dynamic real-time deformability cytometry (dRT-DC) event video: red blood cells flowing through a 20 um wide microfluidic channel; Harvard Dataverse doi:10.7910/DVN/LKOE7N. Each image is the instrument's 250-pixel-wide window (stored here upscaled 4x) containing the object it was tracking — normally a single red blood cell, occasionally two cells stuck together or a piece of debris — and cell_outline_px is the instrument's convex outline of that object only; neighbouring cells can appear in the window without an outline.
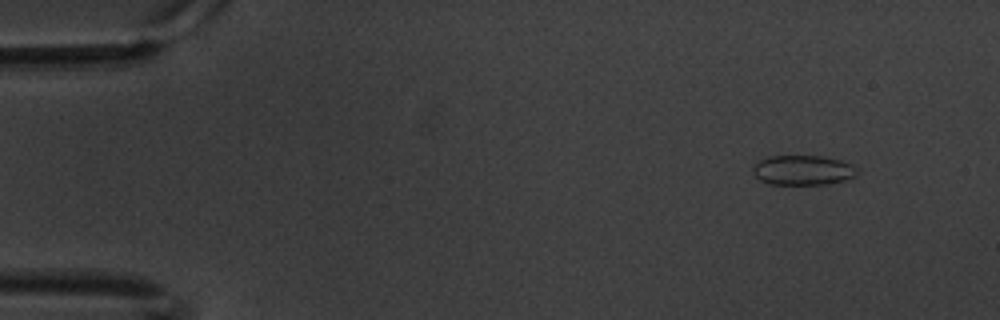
{"species": "common noctule bat (a hibernating species)", "species_latin": "Nyctalus noctula", "temperature_condition": "warm", "stored_images_in_passage": 59, "camera_frame_rate_fps": 3000, "um_per_image_px": 0.085, "animal": {"sex": "male", "body_mass_g": 20.1, "forearm_length_mm": 53.5}, "frame": {"image": 1, "passage_image": 5, "time_ms": 1.333, "image_size_px": [1000, 320], "cell_outline_px": [[860, 172], [856, 176], [844, 180], [828, 184], [768, 184], [760, 180], [752, 172], [752, 164], [756, 160], [764, 156], [820, 156], [840, 160], [852, 164], [860, 168]], "centroid_in_image_um": [68.23, 14.45], "position_along_channel_um": 16.8, "area_um2": 18.55}}
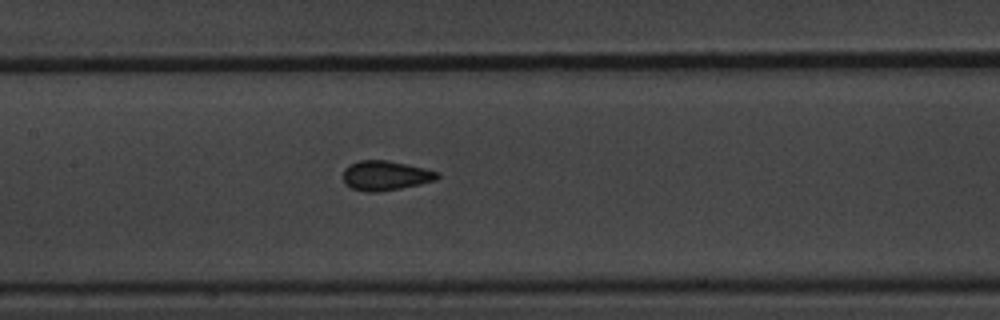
{"frame": {"image": 2, "passage_image": 28, "time_ms": 9.0, "image_size_px": [1000, 320], "cell_outline_px": [[440, 176], [436, 180], [420, 184], [380, 192], [368, 192], [352, 188], [344, 184], [344, 168], [348, 164], [360, 160], [388, 160], [408, 164], [440, 172]], "centroid_in_image_um": [32.77, 14.91], "position_along_channel_um": 174.6, "area_um2": 16.42}}
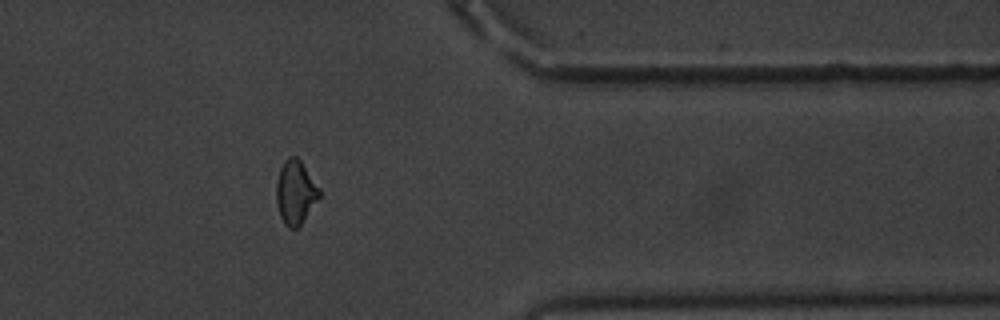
{"frame": {"image": 3, "passage_image": 48, "time_ms": 15.667, "image_size_px": [1000, 320], "cell_outline_px": [[320, 196], [300, 224], [296, 228], [288, 228], [284, 224], [280, 216], [276, 200], [276, 180], [280, 168], [284, 160], [288, 156], [296, 156], [300, 160], [320, 188]], "centroid_in_image_um": [25.09, 16.32], "position_along_channel_um": 386.3, "area_um2": 15.9}, "authors_computed_cell_mechanics": {"area_um2": 16.0106, "velocity_mm_per_s": 3.3853, "shape_relaxation_time_tau1_ms": 4.1674, "shape_relaxation_time_tau2_ms": 0.9241, "deformation_change_tau1": 0.0734, "deformation_change_tau2": 0.0496}}